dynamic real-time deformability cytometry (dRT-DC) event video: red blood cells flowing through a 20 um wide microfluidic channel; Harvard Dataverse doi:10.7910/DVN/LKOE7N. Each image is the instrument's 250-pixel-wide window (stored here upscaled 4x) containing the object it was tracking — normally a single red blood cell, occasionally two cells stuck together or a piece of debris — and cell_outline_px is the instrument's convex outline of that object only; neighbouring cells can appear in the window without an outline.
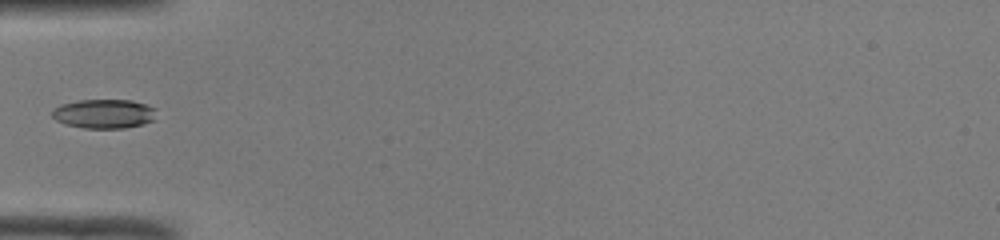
{"species": "common noctule bat (a hibernating species)", "species_latin": "Nyctalus noctula", "temperature_condition": "room temperature", "stored_images_in_passage": 34, "camera_frame_rate_fps": 3000, "um_per_image_px": 0.085, "animal": {"sex": "male", "body_mass_g": 19.0, "forearm_length_mm": 50.8}, "frame": {"image": 1, "passage_image": 1, "time_ms": 0.0, "image_size_px": [1000, 240], "cell_outline_px": [[156, 108], [152, 120], [140, 124], [124, 128], [84, 128], [68, 124], [56, 120], [52, 116], [52, 112], [60, 104], [80, 100], [132, 100]], "centroid_in_image_um": [8.82, 9.66], "position_along_channel_um": 76.2, "area_um2": 17.4}}
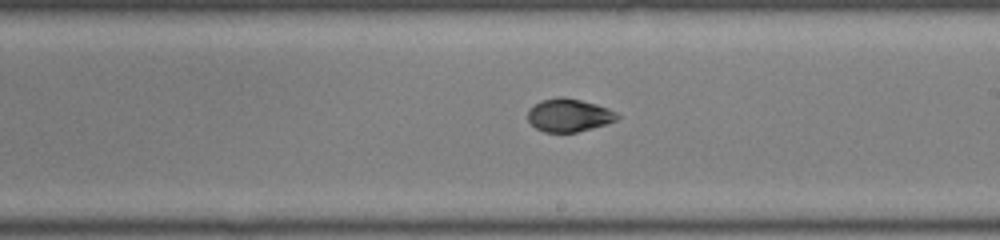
{"frame": {"image": 2, "passage_image": 13, "time_ms": 4.0, "image_size_px": [1000, 240], "cell_outline_px": [[620, 116], [616, 120], [604, 124], [576, 132], [544, 132], [536, 128], [528, 120], [528, 108], [540, 100], [560, 96], [564, 96], [596, 104], [608, 108], [616, 112]], "centroid_in_image_um": [48.32, 9.77], "position_along_channel_um": 240.7, "area_um2": 17.17}}
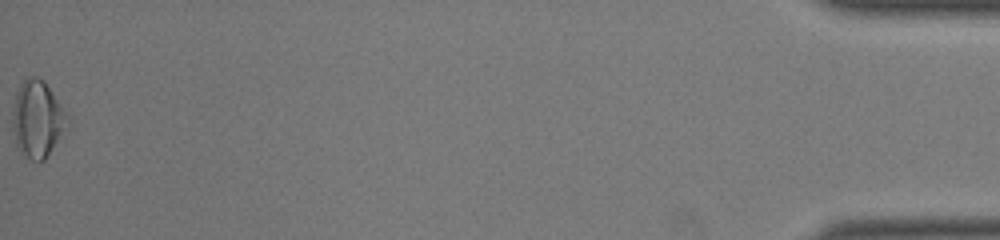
{"frame": {"image": 3, "passage_image": 34, "time_ms": 11.0, "image_size_px": [1000, 240], "cell_outline_px": [[72, 124], [44, 160], [32, 160], [20, 152], [16, 144], [12, 128], [12, 112], [16, 92], [20, 84], [28, 76], [36, 76], [44, 80], [68, 112], [72, 120]], "centroid_in_image_um": [3.24, 10.1], "position_along_channel_um": 432.0, "area_um2": 25.32}}